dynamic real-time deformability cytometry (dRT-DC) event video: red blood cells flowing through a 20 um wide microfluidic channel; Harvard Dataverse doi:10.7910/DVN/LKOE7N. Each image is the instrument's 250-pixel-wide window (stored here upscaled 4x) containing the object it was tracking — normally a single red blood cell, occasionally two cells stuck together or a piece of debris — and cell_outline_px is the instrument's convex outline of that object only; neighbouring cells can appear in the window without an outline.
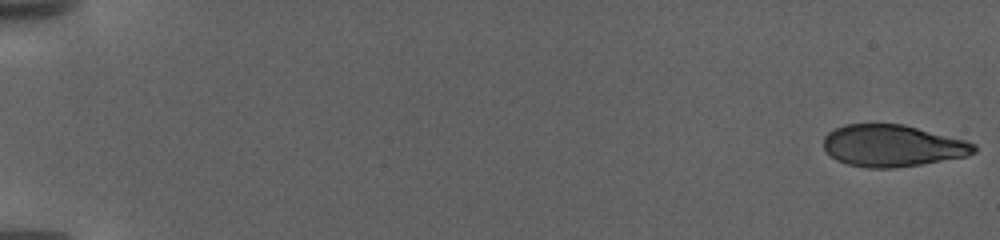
{"species": "human", "species_latin": "Homo sapiens", "temperature_condition": "warm", "stored_images_in_passage": 127, "camera_frame_rate_fps": 3000, "um_per_image_px": 0.085, "donor": {"sex": "female"}, "frame": {"image": 1, "passage_image": 1, "time_ms": 0.0, "image_size_px": [1000, 240], "cell_outline_px": [[976, 152], [968, 156], [896, 168], [868, 168], [848, 164], [836, 160], [824, 148], [824, 136], [828, 132], [844, 124], [904, 124], [964, 140], [976, 144]], "centroid_in_image_um": [75.86, 12.39], "position_along_channel_um": 9.1, "area_um2": 36.59}}
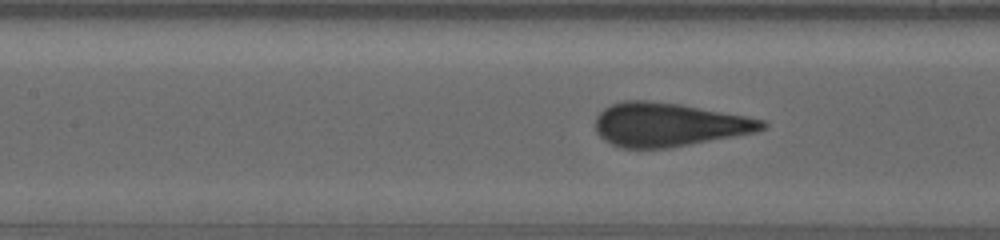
{"frame": {"image": 2, "passage_image": 61, "time_ms": 20.0, "image_size_px": [1000, 240], "cell_outline_px": [[768, 128], [756, 132], [736, 136], [668, 148], [620, 148], [604, 140], [596, 132], [596, 116], [604, 108], [612, 104], [624, 100], [648, 100], [680, 104], [744, 116], [764, 120], [768, 124]], "centroid_in_image_um": [56.83, 10.59], "position_along_channel_um": 150.6, "area_um2": 42.43}}
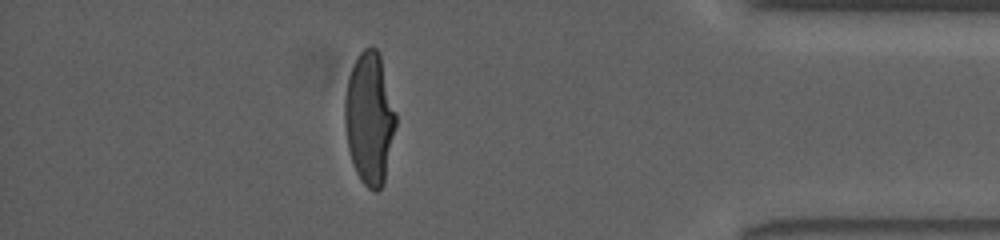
{"frame": {"image": 3, "passage_image": 112, "time_ms": 37.0, "image_size_px": [1000, 240], "cell_outline_px": [[396, 124], [384, 184], [376, 192], [368, 188], [360, 180], [356, 172], [348, 148], [344, 124], [344, 100], [348, 80], [356, 56], [364, 48], [372, 44], [380, 52], [396, 112]], "centroid_in_image_um": [31.41, 10.03], "position_along_channel_um": 403.8, "area_um2": 39.65}}